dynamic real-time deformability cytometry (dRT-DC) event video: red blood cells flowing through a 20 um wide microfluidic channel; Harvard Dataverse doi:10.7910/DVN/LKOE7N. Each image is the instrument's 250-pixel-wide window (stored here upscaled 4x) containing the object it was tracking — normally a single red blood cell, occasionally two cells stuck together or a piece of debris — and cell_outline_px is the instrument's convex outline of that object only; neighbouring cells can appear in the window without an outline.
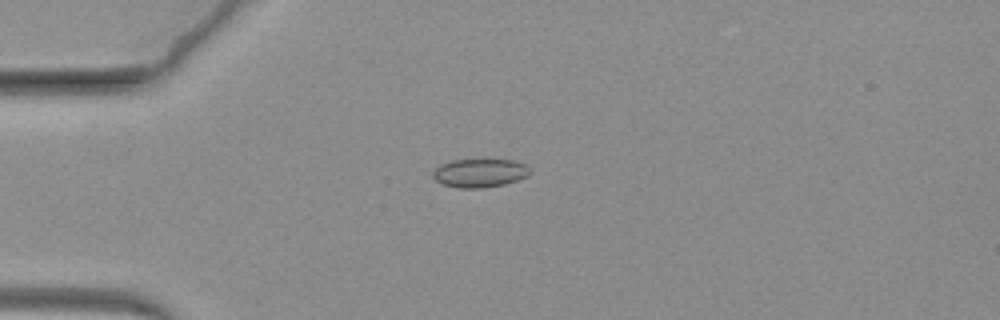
{"species": "common noctule bat (a hibernating species)", "species_latin": "Nyctalus noctula", "temperature_condition": "warm", "stored_images_in_passage": 35, "camera_frame_rate_fps": 3000, "um_per_image_px": 0.085, "animal": {"sex": "female", "body_mass_g": 19.3, "forearm_length_mm": 54.1}, "frame": {"image": 1, "passage_image": 1, "time_ms": 0.0, "image_size_px": [1000, 320], "cell_outline_px": [[532, 172], [528, 176], [504, 184], [480, 188], [460, 188], [444, 184], [436, 180], [432, 176], [432, 172], [440, 164], [452, 160], [512, 160], [524, 164]], "centroid_in_image_um": [40.77, 14.7], "position_along_channel_um": 44.2, "area_um2": 15.95}}
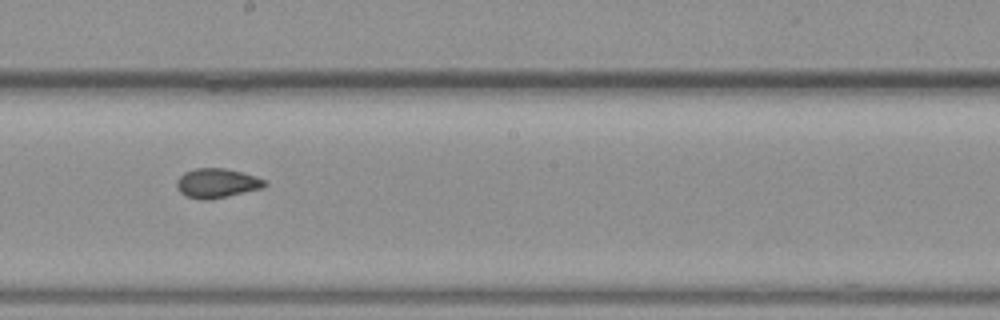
{"frame": {"image": 2, "passage_image": 21, "time_ms": 6.667, "image_size_px": [1000, 320], "cell_outline_px": [[268, 184], [264, 188], [208, 200], [200, 200], [184, 196], [176, 188], [176, 180], [184, 172], [196, 168], [224, 168], [256, 176], [264, 180]], "centroid_in_image_um": [18.41, 15.58], "position_along_channel_um": 229.8, "area_um2": 15.2}}
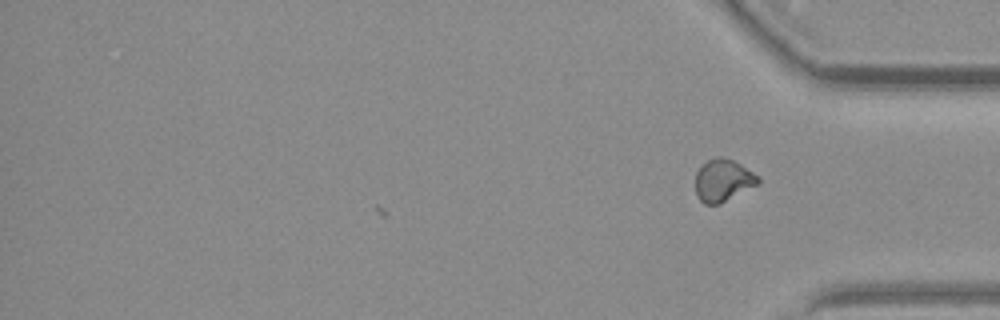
{"frame": {"image": 3, "passage_image": 35, "time_ms": 11.333, "image_size_px": [1000, 320], "cell_outline_px": [[760, 184], [720, 204], [704, 204], [696, 196], [696, 172], [700, 164], [716, 156], [724, 156], [740, 164], [760, 176]], "centroid_in_image_um": [61.47, 15.32], "position_along_channel_um": 373.7, "area_um2": 15.78}}